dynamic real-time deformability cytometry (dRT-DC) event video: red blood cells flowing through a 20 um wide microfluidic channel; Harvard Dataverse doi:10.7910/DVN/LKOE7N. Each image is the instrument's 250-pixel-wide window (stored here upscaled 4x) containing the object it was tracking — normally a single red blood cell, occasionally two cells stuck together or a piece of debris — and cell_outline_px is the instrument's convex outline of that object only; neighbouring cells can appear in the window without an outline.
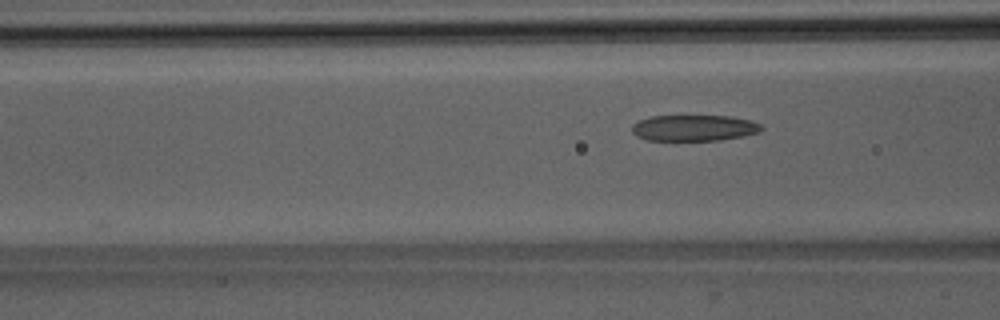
{"species": "Egyptian fruit bat (a non-hibernating species)", "species_latin": "Rousettus aegyptiacus", "temperature_condition": "room temperature", "stored_images_in_passage": 8, "camera_frame_rate_fps": 3000, "um_per_image_px": 0.085, "animal": {"sex": "male"}, "frame": {"image": 1, "passage_image": 8, "time_ms": 8.0, "image_size_px": [1000, 320], "cell_outline_px": [[764, 128], [760, 132], [744, 136], [720, 140], [648, 140], [636, 136], [632, 132], [632, 124], [640, 120], [652, 116], [732, 116], [752, 120], [760, 124]], "centroid_in_image_um": [59.03, 10.87], "position_along_channel_um": 107.6, "area_um2": 19.77}}